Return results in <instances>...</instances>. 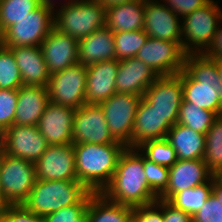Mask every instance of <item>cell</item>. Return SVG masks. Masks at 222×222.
<instances>
[{"mask_svg": "<svg viewBox=\"0 0 222 222\" xmlns=\"http://www.w3.org/2000/svg\"><path fill=\"white\" fill-rule=\"evenodd\" d=\"M214 178L222 184V169L219 170L215 175H214Z\"/></svg>", "mask_w": 222, "mask_h": 222, "instance_id": "obj_49", "label": "cell"}, {"mask_svg": "<svg viewBox=\"0 0 222 222\" xmlns=\"http://www.w3.org/2000/svg\"><path fill=\"white\" fill-rule=\"evenodd\" d=\"M133 207L114 203L102 193H94L87 206V222H132Z\"/></svg>", "mask_w": 222, "mask_h": 222, "instance_id": "obj_28", "label": "cell"}, {"mask_svg": "<svg viewBox=\"0 0 222 222\" xmlns=\"http://www.w3.org/2000/svg\"><path fill=\"white\" fill-rule=\"evenodd\" d=\"M49 147L37 125H12L5 130V153L35 163Z\"/></svg>", "mask_w": 222, "mask_h": 222, "instance_id": "obj_16", "label": "cell"}, {"mask_svg": "<svg viewBox=\"0 0 222 222\" xmlns=\"http://www.w3.org/2000/svg\"><path fill=\"white\" fill-rule=\"evenodd\" d=\"M143 97L172 126L178 122L179 109L183 100L181 72L158 76L148 87Z\"/></svg>", "mask_w": 222, "mask_h": 222, "instance_id": "obj_13", "label": "cell"}, {"mask_svg": "<svg viewBox=\"0 0 222 222\" xmlns=\"http://www.w3.org/2000/svg\"><path fill=\"white\" fill-rule=\"evenodd\" d=\"M54 9V27L78 41L105 26L106 6L98 0H63Z\"/></svg>", "mask_w": 222, "mask_h": 222, "instance_id": "obj_4", "label": "cell"}, {"mask_svg": "<svg viewBox=\"0 0 222 222\" xmlns=\"http://www.w3.org/2000/svg\"><path fill=\"white\" fill-rule=\"evenodd\" d=\"M125 146L116 141L109 144H73L77 180L90 192L102 193L109 185Z\"/></svg>", "mask_w": 222, "mask_h": 222, "instance_id": "obj_3", "label": "cell"}, {"mask_svg": "<svg viewBox=\"0 0 222 222\" xmlns=\"http://www.w3.org/2000/svg\"><path fill=\"white\" fill-rule=\"evenodd\" d=\"M48 102L47 87L22 85L18 89L14 125H38Z\"/></svg>", "mask_w": 222, "mask_h": 222, "instance_id": "obj_25", "label": "cell"}, {"mask_svg": "<svg viewBox=\"0 0 222 222\" xmlns=\"http://www.w3.org/2000/svg\"><path fill=\"white\" fill-rule=\"evenodd\" d=\"M0 222H43V218L23 205L0 206Z\"/></svg>", "mask_w": 222, "mask_h": 222, "instance_id": "obj_40", "label": "cell"}, {"mask_svg": "<svg viewBox=\"0 0 222 222\" xmlns=\"http://www.w3.org/2000/svg\"><path fill=\"white\" fill-rule=\"evenodd\" d=\"M172 125L142 96L135 115L131 148L142 143L166 138Z\"/></svg>", "mask_w": 222, "mask_h": 222, "instance_id": "obj_21", "label": "cell"}, {"mask_svg": "<svg viewBox=\"0 0 222 222\" xmlns=\"http://www.w3.org/2000/svg\"><path fill=\"white\" fill-rule=\"evenodd\" d=\"M78 58L84 66L116 59L114 32L105 25L83 37L78 43Z\"/></svg>", "mask_w": 222, "mask_h": 222, "instance_id": "obj_24", "label": "cell"}, {"mask_svg": "<svg viewBox=\"0 0 222 222\" xmlns=\"http://www.w3.org/2000/svg\"><path fill=\"white\" fill-rule=\"evenodd\" d=\"M133 222H163V200L133 207Z\"/></svg>", "mask_w": 222, "mask_h": 222, "instance_id": "obj_41", "label": "cell"}, {"mask_svg": "<svg viewBox=\"0 0 222 222\" xmlns=\"http://www.w3.org/2000/svg\"><path fill=\"white\" fill-rule=\"evenodd\" d=\"M34 168L37 180L78 181L73 144L49 145Z\"/></svg>", "mask_w": 222, "mask_h": 222, "instance_id": "obj_14", "label": "cell"}, {"mask_svg": "<svg viewBox=\"0 0 222 222\" xmlns=\"http://www.w3.org/2000/svg\"><path fill=\"white\" fill-rule=\"evenodd\" d=\"M137 149L149 161L166 167L173 166L178 160L175 149L166 138L146 141Z\"/></svg>", "mask_w": 222, "mask_h": 222, "instance_id": "obj_34", "label": "cell"}, {"mask_svg": "<svg viewBox=\"0 0 222 222\" xmlns=\"http://www.w3.org/2000/svg\"><path fill=\"white\" fill-rule=\"evenodd\" d=\"M180 18L192 13L194 10L203 7L210 0H161Z\"/></svg>", "mask_w": 222, "mask_h": 222, "instance_id": "obj_42", "label": "cell"}, {"mask_svg": "<svg viewBox=\"0 0 222 222\" xmlns=\"http://www.w3.org/2000/svg\"><path fill=\"white\" fill-rule=\"evenodd\" d=\"M54 27V10L41 4L1 34V44L7 48L16 46H40Z\"/></svg>", "mask_w": 222, "mask_h": 222, "instance_id": "obj_8", "label": "cell"}, {"mask_svg": "<svg viewBox=\"0 0 222 222\" xmlns=\"http://www.w3.org/2000/svg\"><path fill=\"white\" fill-rule=\"evenodd\" d=\"M212 186L213 177L199 186L177 192L168 202L175 208L193 216L209 198L212 193Z\"/></svg>", "mask_w": 222, "mask_h": 222, "instance_id": "obj_29", "label": "cell"}, {"mask_svg": "<svg viewBox=\"0 0 222 222\" xmlns=\"http://www.w3.org/2000/svg\"><path fill=\"white\" fill-rule=\"evenodd\" d=\"M158 75L136 57L119 61L116 92L143 96Z\"/></svg>", "mask_w": 222, "mask_h": 222, "instance_id": "obj_22", "label": "cell"}, {"mask_svg": "<svg viewBox=\"0 0 222 222\" xmlns=\"http://www.w3.org/2000/svg\"><path fill=\"white\" fill-rule=\"evenodd\" d=\"M205 138L206 146L203 159L208 170L215 175L222 169V115L215 118Z\"/></svg>", "mask_w": 222, "mask_h": 222, "instance_id": "obj_31", "label": "cell"}, {"mask_svg": "<svg viewBox=\"0 0 222 222\" xmlns=\"http://www.w3.org/2000/svg\"><path fill=\"white\" fill-rule=\"evenodd\" d=\"M18 89H0V127L8 129L14 125Z\"/></svg>", "mask_w": 222, "mask_h": 222, "instance_id": "obj_39", "label": "cell"}, {"mask_svg": "<svg viewBox=\"0 0 222 222\" xmlns=\"http://www.w3.org/2000/svg\"><path fill=\"white\" fill-rule=\"evenodd\" d=\"M37 181L34 163L2 154L0 163V206L22 205Z\"/></svg>", "mask_w": 222, "mask_h": 222, "instance_id": "obj_6", "label": "cell"}, {"mask_svg": "<svg viewBox=\"0 0 222 222\" xmlns=\"http://www.w3.org/2000/svg\"><path fill=\"white\" fill-rule=\"evenodd\" d=\"M102 194L110 201L137 207L154 203L159 197L150 189L144 173L143 155L137 148H125L109 185Z\"/></svg>", "mask_w": 222, "mask_h": 222, "instance_id": "obj_1", "label": "cell"}, {"mask_svg": "<svg viewBox=\"0 0 222 222\" xmlns=\"http://www.w3.org/2000/svg\"><path fill=\"white\" fill-rule=\"evenodd\" d=\"M115 142L100 104L86 103L76 109L72 126V144Z\"/></svg>", "mask_w": 222, "mask_h": 222, "instance_id": "obj_12", "label": "cell"}, {"mask_svg": "<svg viewBox=\"0 0 222 222\" xmlns=\"http://www.w3.org/2000/svg\"><path fill=\"white\" fill-rule=\"evenodd\" d=\"M10 49L19 68L23 85L47 87L50 73L40 46H16Z\"/></svg>", "mask_w": 222, "mask_h": 222, "instance_id": "obj_23", "label": "cell"}, {"mask_svg": "<svg viewBox=\"0 0 222 222\" xmlns=\"http://www.w3.org/2000/svg\"><path fill=\"white\" fill-rule=\"evenodd\" d=\"M75 111L51 101L47 103L37 126L49 145L72 144Z\"/></svg>", "mask_w": 222, "mask_h": 222, "instance_id": "obj_18", "label": "cell"}, {"mask_svg": "<svg viewBox=\"0 0 222 222\" xmlns=\"http://www.w3.org/2000/svg\"><path fill=\"white\" fill-rule=\"evenodd\" d=\"M100 3L104 4L105 6H110L113 4L125 3L130 2L133 0H98Z\"/></svg>", "mask_w": 222, "mask_h": 222, "instance_id": "obj_46", "label": "cell"}, {"mask_svg": "<svg viewBox=\"0 0 222 222\" xmlns=\"http://www.w3.org/2000/svg\"><path fill=\"white\" fill-rule=\"evenodd\" d=\"M213 176L204 159H178L173 166L169 167V183L159 199L169 201L177 192L206 183Z\"/></svg>", "mask_w": 222, "mask_h": 222, "instance_id": "obj_19", "label": "cell"}, {"mask_svg": "<svg viewBox=\"0 0 222 222\" xmlns=\"http://www.w3.org/2000/svg\"><path fill=\"white\" fill-rule=\"evenodd\" d=\"M144 173L150 189L159 197L169 183V167L156 164L143 156Z\"/></svg>", "mask_w": 222, "mask_h": 222, "instance_id": "obj_38", "label": "cell"}, {"mask_svg": "<svg viewBox=\"0 0 222 222\" xmlns=\"http://www.w3.org/2000/svg\"><path fill=\"white\" fill-rule=\"evenodd\" d=\"M93 192H89L78 204L66 206L43 216V222H87V206Z\"/></svg>", "mask_w": 222, "mask_h": 222, "instance_id": "obj_37", "label": "cell"}, {"mask_svg": "<svg viewBox=\"0 0 222 222\" xmlns=\"http://www.w3.org/2000/svg\"><path fill=\"white\" fill-rule=\"evenodd\" d=\"M183 100L202 109L214 112L222 111V81L214 58L203 53H191L185 56L181 71Z\"/></svg>", "mask_w": 222, "mask_h": 222, "instance_id": "obj_2", "label": "cell"}, {"mask_svg": "<svg viewBox=\"0 0 222 222\" xmlns=\"http://www.w3.org/2000/svg\"><path fill=\"white\" fill-rule=\"evenodd\" d=\"M179 160L203 159L206 146L205 134L176 123L166 135Z\"/></svg>", "mask_w": 222, "mask_h": 222, "instance_id": "obj_27", "label": "cell"}, {"mask_svg": "<svg viewBox=\"0 0 222 222\" xmlns=\"http://www.w3.org/2000/svg\"><path fill=\"white\" fill-rule=\"evenodd\" d=\"M87 69L81 63L50 75L47 85L49 101L78 109L86 104Z\"/></svg>", "mask_w": 222, "mask_h": 222, "instance_id": "obj_10", "label": "cell"}, {"mask_svg": "<svg viewBox=\"0 0 222 222\" xmlns=\"http://www.w3.org/2000/svg\"><path fill=\"white\" fill-rule=\"evenodd\" d=\"M141 97L136 94L116 92L100 103L112 137L127 148H131L135 115Z\"/></svg>", "mask_w": 222, "mask_h": 222, "instance_id": "obj_9", "label": "cell"}, {"mask_svg": "<svg viewBox=\"0 0 222 222\" xmlns=\"http://www.w3.org/2000/svg\"><path fill=\"white\" fill-rule=\"evenodd\" d=\"M221 14L218 1L210 0L182 18V49L186 54L203 53L207 49L222 22Z\"/></svg>", "mask_w": 222, "mask_h": 222, "instance_id": "obj_7", "label": "cell"}, {"mask_svg": "<svg viewBox=\"0 0 222 222\" xmlns=\"http://www.w3.org/2000/svg\"><path fill=\"white\" fill-rule=\"evenodd\" d=\"M5 153V129L0 127V154Z\"/></svg>", "mask_w": 222, "mask_h": 222, "instance_id": "obj_45", "label": "cell"}, {"mask_svg": "<svg viewBox=\"0 0 222 222\" xmlns=\"http://www.w3.org/2000/svg\"><path fill=\"white\" fill-rule=\"evenodd\" d=\"M22 85L12 50L0 44V89H19Z\"/></svg>", "mask_w": 222, "mask_h": 222, "instance_id": "obj_35", "label": "cell"}, {"mask_svg": "<svg viewBox=\"0 0 222 222\" xmlns=\"http://www.w3.org/2000/svg\"><path fill=\"white\" fill-rule=\"evenodd\" d=\"M118 65L114 59L86 66V103L100 104L116 93Z\"/></svg>", "mask_w": 222, "mask_h": 222, "instance_id": "obj_20", "label": "cell"}, {"mask_svg": "<svg viewBox=\"0 0 222 222\" xmlns=\"http://www.w3.org/2000/svg\"><path fill=\"white\" fill-rule=\"evenodd\" d=\"M40 5V0H0V35Z\"/></svg>", "mask_w": 222, "mask_h": 222, "instance_id": "obj_32", "label": "cell"}, {"mask_svg": "<svg viewBox=\"0 0 222 222\" xmlns=\"http://www.w3.org/2000/svg\"><path fill=\"white\" fill-rule=\"evenodd\" d=\"M89 192L79 181L37 180L22 205L43 217L66 206L78 204Z\"/></svg>", "mask_w": 222, "mask_h": 222, "instance_id": "obj_5", "label": "cell"}, {"mask_svg": "<svg viewBox=\"0 0 222 222\" xmlns=\"http://www.w3.org/2000/svg\"><path fill=\"white\" fill-rule=\"evenodd\" d=\"M54 0H40L41 4H44L46 6H48L51 9H55V7L57 8L56 5H54L55 3L53 2Z\"/></svg>", "mask_w": 222, "mask_h": 222, "instance_id": "obj_48", "label": "cell"}, {"mask_svg": "<svg viewBox=\"0 0 222 222\" xmlns=\"http://www.w3.org/2000/svg\"><path fill=\"white\" fill-rule=\"evenodd\" d=\"M163 222H193V216L163 200Z\"/></svg>", "mask_w": 222, "mask_h": 222, "instance_id": "obj_43", "label": "cell"}, {"mask_svg": "<svg viewBox=\"0 0 222 222\" xmlns=\"http://www.w3.org/2000/svg\"><path fill=\"white\" fill-rule=\"evenodd\" d=\"M186 55L181 45L175 41L149 37L136 58L147 64L158 76H164L180 73Z\"/></svg>", "mask_w": 222, "mask_h": 222, "instance_id": "obj_11", "label": "cell"}, {"mask_svg": "<svg viewBox=\"0 0 222 222\" xmlns=\"http://www.w3.org/2000/svg\"><path fill=\"white\" fill-rule=\"evenodd\" d=\"M148 38V34L143 29L114 32L116 60L136 57Z\"/></svg>", "mask_w": 222, "mask_h": 222, "instance_id": "obj_33", "label": "cell"}, {"mask_svg": "<svg viewBox=\"0 0 222 222\" xmlns=\"http://www.w3.org/2000/svg\"><path fill=\"white\" fill-rule=\"evenodd\" d=\"M216 117L214 112L182 100L177 123L206 135Z\"/></svg>", "mask_w": 222, "mask_h": 222, "instance_id": "obj_30", "label": "cell"}, {"mask_svg": "<svg viewBox=\"0 0 222 222\" xmlns=\"http://www.w3.org/2000/svg\"><path fill=\"white\" fill-rule=\"evenodd\" d=\"M78 43L77 39L52 28L40 45L50 75L79 62Z\"/></svg>", "mask_w": 222, "mask_h": 222, "instance_id": "obj_17", "label": "cell"}, {"mask_svg": "<svg viewBox=\"0 0 222 222\" xmlns=\"http://www.w3.org/2000/svg\"><path fill=\"white\" fill-rule=\"evenodd\" d=\"M214 59H215V64L217 66V70H218L220 79L222 81V57H217V58H214Z\"/></svg>", "mask_w": 222, "mask_h": 222, "instance_id": "obj_47", "label": "cell"}, {"mask_svg": "<svg viewBox=\"0 0 222 222\" xmlns=\"http://www.w3.org/2000/svg\"><path fill=\"white\" fill-rule=\"evenodd\" d=\"M193 222H222V184L214 176L212 193L193 215Z\"/></svg>", "mask_w": 222, "mask_h": 222, "instance_id": "obj_36", "label": "cell"}, {"mask_svg": "<svg viewBox=\"0 0 222 222\" xmlns=\"http://www.w3.org/2000/svg\"><path fill=\"white\" fill-rule=\"evenodd\" d=\"M146 0L106 6L105 25L112 32L134 31L143 29Z\"/></svg>", "mask_w": 222, "mask_h": 222, "instance_id": "obj_26", "label": "cell"}, {"mask_svg": "<svg viewBox=\"0 0 222 222\" xmlns=\"http://www.w3.org/2000/svg\"><path fill=\"white\" fill-rule=\"evenodd\" d=\"M203 54L209 58L222 57V25H221V22L218 25L217 31L215 32L210 45L203 52Z\"/></svg>", "mask_w": 222, "mask_h": 222, "instance_id": "obj_44", "label": "cell"}, {"mask_svg": "<svg viewBox=\"0 0 222 222\" xmlns=\"http://www.w3.org/2000/svg\"><path fill=\"white\" fill-rule=\"evenodd\" d=\"M143 30L151 38L175 41L182 47V18L161 0H146Z\"/></svg>", "mask_w": 222, "mask_h": 222, "instance_id": "obj_15", "label": "cell"}]
</instances>
